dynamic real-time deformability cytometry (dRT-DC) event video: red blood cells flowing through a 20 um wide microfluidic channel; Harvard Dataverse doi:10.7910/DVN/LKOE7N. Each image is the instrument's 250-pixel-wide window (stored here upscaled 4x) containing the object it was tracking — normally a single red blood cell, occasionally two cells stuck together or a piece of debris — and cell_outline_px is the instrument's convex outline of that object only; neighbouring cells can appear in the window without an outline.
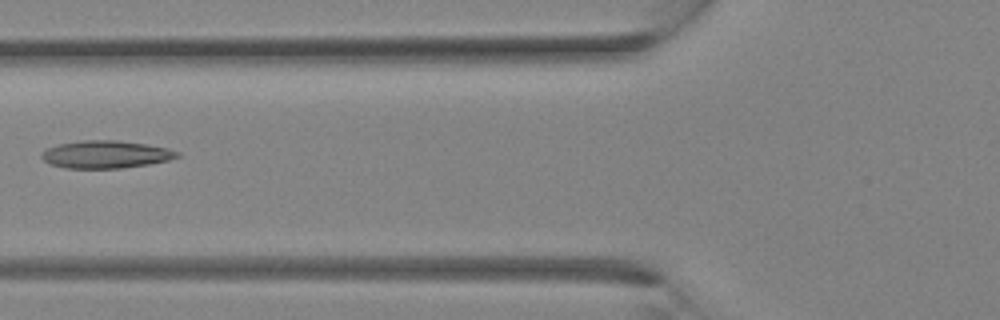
{"species": "Egyptian fruit bat (a non-hibernating species)", "species_latin": "Rousettus aegyptiacus", "temperature_condition": "room temperature", "stored_images_in_passage": 24, "camera_frame_rate_fps": 3000, "um_per_image_px": 0.085, "animal": {"sex": "female"}, "frame": {"image": 1, "passage_image": 5, "time_ms": 1.333, "image_size_px": [1000, 320], "cell_outline_px": [[180, 156], [168, 160], [148, 164], [120, 168], [64, 168], [52, 164], [44, 160], [40, 156], [40, 152], [48, 148], [60, 144], [84, 140], [116, 140], [144, 144], [168, 148], [180, 152]], "centroid_in_image_um": [8.99, 13.12], "position_along_channel_um": 116.8, "area_um2": 21.62}}
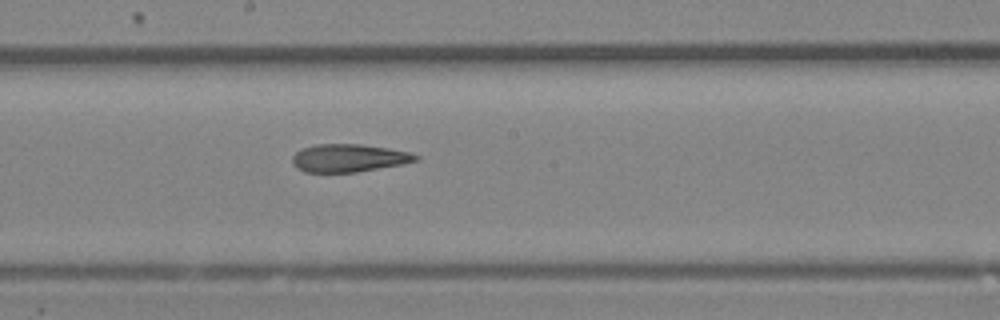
{"frame": {"image": 2, "passage_image": 10, "time_ms": 3.0, "image_size_px": [1000, 320], "cell_outline_px": [[420, 160], [404, 164], [356, 172], [304, 172], [296, 168], [292, 164], [292, 156], [300, 148], [316, 144], [360, 144], [388, 148], [408, 152], [420, 156]], "centroid_in_image_um": [29.63, 13.43], "position_along_channel_um": 218.6, "area_um2": 20.23}}
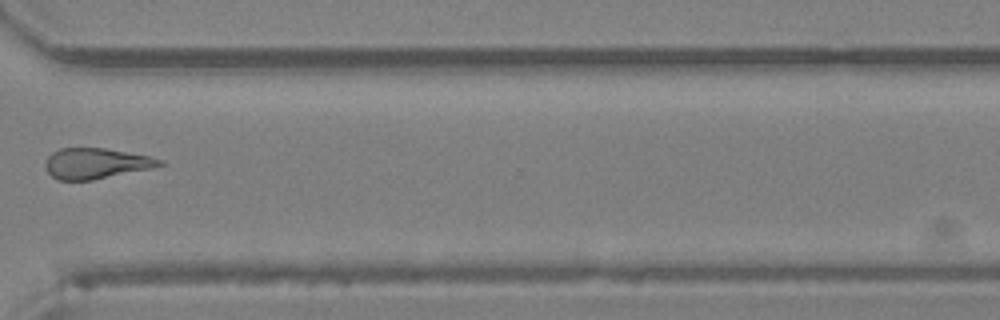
{"frame": {"image": 3, "passage_image": 17, "time_ms": 5.333, "image_size_px": [1000, 320], "cell_outline_px": [[164, 164], [152, 168], [92, 180], [56, 180], [48, 172], [44, 164], [48, 156], [52, 152], [60, 148], [104, 148], [148, 156], [164, 160]], "centroid_in_image_um": [8.13, 13.89], "position_along_channel_um": 362.5, "area_um2": 20.29}}